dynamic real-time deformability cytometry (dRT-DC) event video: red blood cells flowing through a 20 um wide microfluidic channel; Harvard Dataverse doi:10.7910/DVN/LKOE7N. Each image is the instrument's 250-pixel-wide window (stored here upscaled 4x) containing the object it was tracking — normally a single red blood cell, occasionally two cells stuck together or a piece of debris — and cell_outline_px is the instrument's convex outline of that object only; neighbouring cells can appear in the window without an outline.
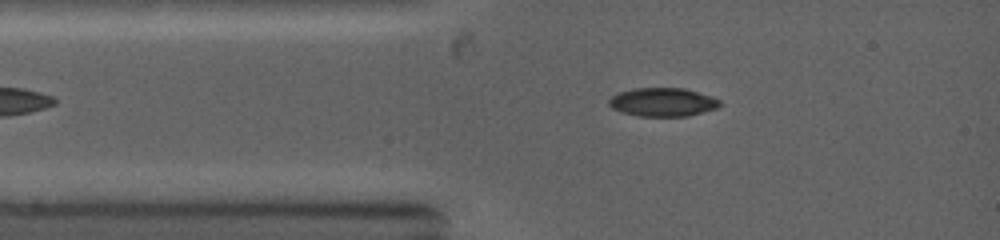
{"species": "common noctule bat (a hibernating species)", "species_latin": "Nyctalus noctula", "temperature_condition": "warm", "stored_images_in_passage": 9, "camera_frame_rate_fps": 5000, "um_per_image_px": 0.085, "animal": {"sex": "female", "body_mass_g": 19.0, "forearm_length_mm": 53.3}, "frame": {"image": 1, "passage_image": 1, "time_ms": 0.0, "image_size_px": [1000, 240], "cell_outline_px": [[724, 104], [716, 108], [704, 112], [688, 116], [640, 116], [620, 112], [612, 108], [608, 104], [608, 100], [616, 92], [632, 88], [684, 88], [712, 96], [720, 100]], "centroid_in_image_um": [56.32, 8.67], "position_along_channel_um": 28.7, "area_um2": 18.73}}
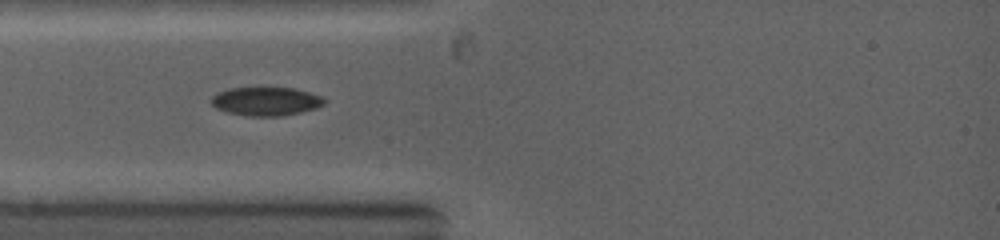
{"frame": {"image": 2, "passage_image": 4, "time_ms": 1.0, "image_size_px": [1000, 240], "cell_outline_px": [[328, 100], [324, 104], [316, 108], [284, 116], [248, 116], [224, 112], [216, 108], [208, 100], [212, 96], [228, 88], [260, 84], [296, 88], [324, 96]], "centroid_in_image_um": [22.61, 8.55], "position_along_channel_um": 62.4, "area_um2": 20.11}}